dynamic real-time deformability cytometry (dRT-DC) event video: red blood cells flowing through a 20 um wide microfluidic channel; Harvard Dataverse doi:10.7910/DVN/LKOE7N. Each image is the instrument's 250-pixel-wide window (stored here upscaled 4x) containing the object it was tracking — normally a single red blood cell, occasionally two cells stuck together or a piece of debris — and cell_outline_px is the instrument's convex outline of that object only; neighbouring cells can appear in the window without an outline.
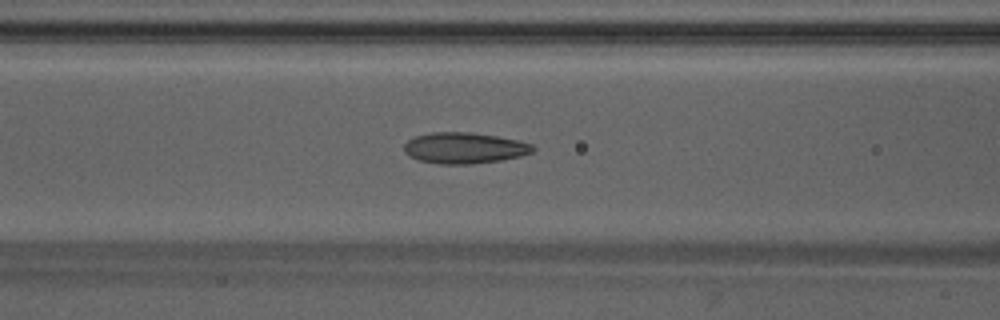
{"species": "Egyptian fruit bat (a non-hibernating species)", "species_latin": "Rousettus aegyptiacus", "temperature_condition": "warm", "stored_images_in_passage": 43, "camera_frame_rate_fps": 3000, "um_per_image_px": 0.085, "animal": {"sex": "male"}, "frame": {"image": 1, "passage_image": 19, "time_ms": 6.0, "image_size_px": [1000, 320], "cell_outline_px": [[536, 148], [532, 152], [520, 156], [500, 160], [472, 164], [440, 164], [420, 160], [408, 156], [404, 152], [404, 144], [408, 140], [416, 136], [432, 132], [472, 132], [520, 140], [532, 144]], "centroid_in_image_um": [39.48, 12.57], "position_along_channel_um": 127.1, "area_um2": 23.35}}
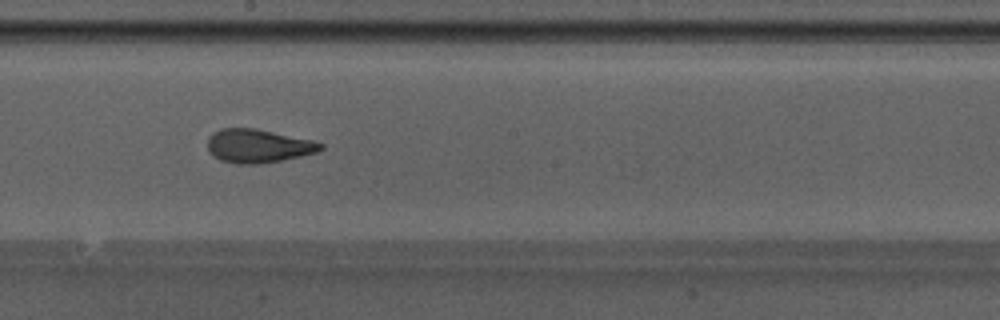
{"frame": {"image": 2, "passage_image": 26, "time_ms": 8.333, "image_size_px": [1000, 320], "cell_outline_px": [[324, 148], [316, 152], [300, 156], [280, 160], [256, 164], [236, 164], [220, 160], [208, 148], [208, 136], [212, 132], [220, 128], [256, 128], [312, 140], [324, 144]], "centroid_in_image_um": [21.93, 12.39], "position_along_channel_um": 226.3, "area_um2": 21.96}}
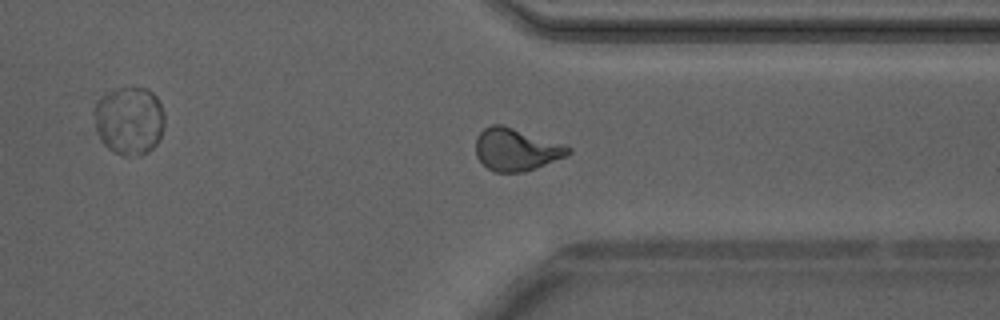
{"frame": {"image": 3, "passage_image": 36, "time_ms": 11.667, "image_size_px": [1000, 320], "cell_outline_px": [[572, 152], [564, 156], [536, 168], [524, 172], [496, 172], [488, 168], [476, 156], [476, 136], [484, 128], [492, 124], [500, 124], [572, 148]], "centroid_in_image_um": [43.82, 12.72], "position_along_channel_um": 367.6, "area_um2": 22.25}, "authors_computed_cell_mechanics": {"area_um2": 22.6576, "velocity_mm_per_s": 4.2546, "shape_relaxation_time_tau1_ms": 4.7752, "shape_relaxation_time_tau2_ms": 1.3261, "deformation_change_tau1": 0.1841, "deformation_change_tau2": 0.0801}}